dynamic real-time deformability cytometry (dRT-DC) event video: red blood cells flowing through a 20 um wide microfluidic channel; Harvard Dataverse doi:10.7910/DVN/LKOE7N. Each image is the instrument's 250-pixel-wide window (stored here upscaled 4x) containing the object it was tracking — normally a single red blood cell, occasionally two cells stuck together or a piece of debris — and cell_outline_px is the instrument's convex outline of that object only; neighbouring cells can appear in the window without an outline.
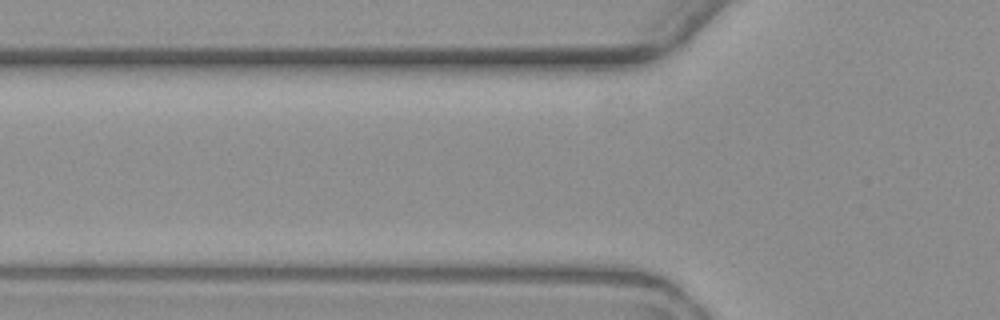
{"species": "common noctule bat (a hibernating species)", "species_latin": "Nyctalus noctula", "temperature_condition": "warm", "stored_images_in_passage": 4, "camera_frame_rate_fps": 3000, "um_per_image_px": 0.085, "animal": {"sex": "female", "body_mass_g": 19.3, "forearm_length_mm": 54.1}, "frame": {"image": 1, "passage_image": 3, "time_ms": 2.667, "image_size_px": [1000, 320], "cell_outline_px": [[544, 280], [428, 280], [444, 260], [508, 260], [536, 272]], "centroid_in_image_um": [41.07, 23.03], "position_along_channel_um": 84.7, "area_um2": 13.47}}